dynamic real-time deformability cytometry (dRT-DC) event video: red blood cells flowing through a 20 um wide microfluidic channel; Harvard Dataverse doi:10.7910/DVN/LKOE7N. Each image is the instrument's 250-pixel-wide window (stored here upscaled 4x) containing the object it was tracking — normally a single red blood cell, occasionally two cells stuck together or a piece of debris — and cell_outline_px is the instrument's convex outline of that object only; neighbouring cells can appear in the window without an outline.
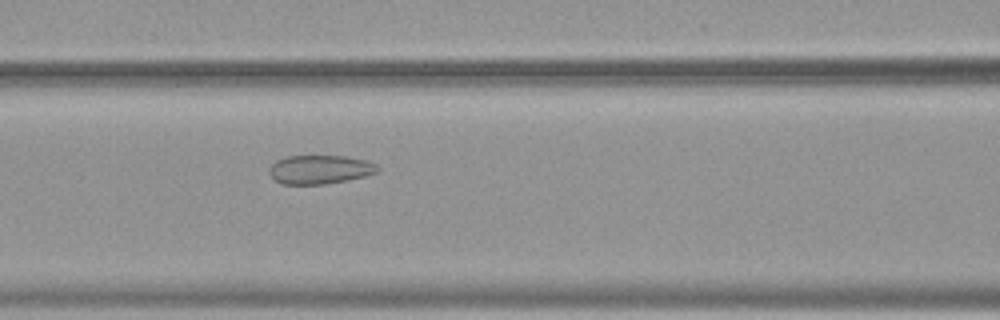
{"species": "common noctule bat (a hibernating species)", "species_latin": "Nyctalus noctula", "temperature_condition": "warm", "stored_images_in_passage": 37, "camera_frame_rate_fps": 3000, "um_per_image_px": 0.085, "animal": {"sex": "female", "body_mass_g": 19.9}, "frame": {"image": 1, "passage_image": 7, "time_ms": 2.0, "image_size_px": [1000, 320], "cell_outline_px": [[380, 168], [376, 172], [364, 176], [348, 180], [324, 184], [280, 184], [268, 172], [268, 168], [276, 160], [288, 156], [344, 156], [368, 160], [376, 164]], "centroid_in_image_um": [27.18, 14.4], "position_along_channel_um": 139.4, "area_um2": 18.21}}
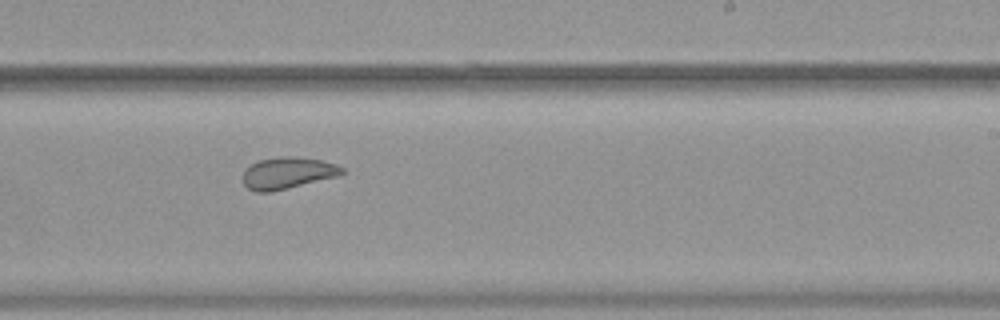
{"frame": {"image": 2, "passage_image": 17, "time_ms": 5.333, "image_size_px": [1000, 320], "cell_outline_px": [[344, 172], [340, 176], [272, 192], [256, 192], [248, 188], [244, 184], [244, 172], [252, 164], [260, 160], [284, 156], [288, 156], [320, 160], [336, 164], [344, 168]], "centroid_in_image_um": [24.49, 14.72], "position_along_channel_um": 264.5, "area_um2": 18.15}}
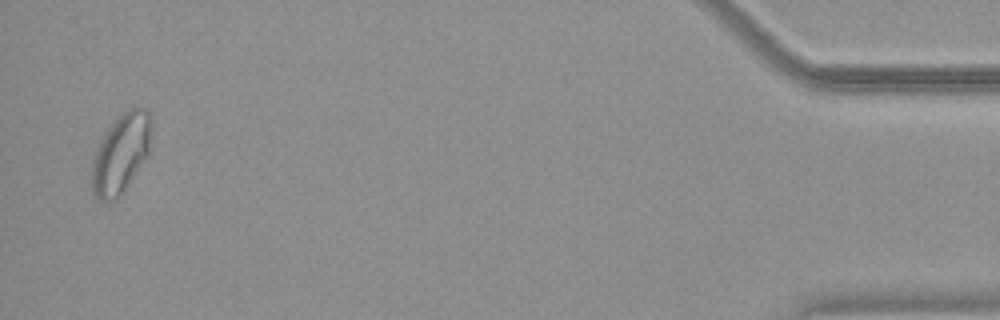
{"frame": {"image": 3, "passage_image": 36, "time_ms": 11.667, "image_size_px": [1000, 320], "cell_outline_px": [[152, 124], [148, 156], [124, 192], [120, 196], [112, 200], [96, 200], [92, 192], [92, 160], [96, 148], [104, 132], [128, 108], [144, 108], [148, 112], [152, 120]], "centroid_in_image_um": [10.28, 13.07], "position_along_channel_um": 424.9, "area_um2": 27.69}, "authors_computed_cell_mechanics": {"area_um2": 19.4208, "velocity_mm_per_s": 3.7757, "shape_relaxation_time_tau1_ms": null, "shape_relaxation_time_tau2_ms": 1.5791, "deformation_change_tau1": null, "deformation_change_tau2": 0.0896}}